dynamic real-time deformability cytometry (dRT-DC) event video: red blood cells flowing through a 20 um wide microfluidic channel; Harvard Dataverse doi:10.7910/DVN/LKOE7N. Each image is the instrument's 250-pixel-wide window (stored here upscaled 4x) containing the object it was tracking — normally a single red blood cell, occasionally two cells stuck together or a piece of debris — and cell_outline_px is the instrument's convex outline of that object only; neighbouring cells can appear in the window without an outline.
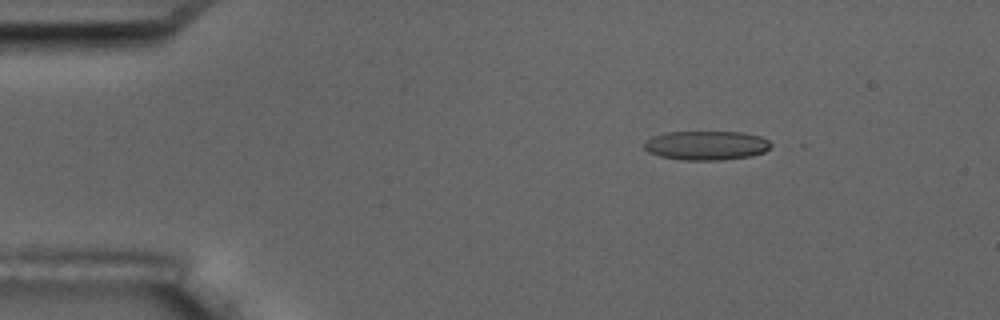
{"species": "common noctule bat (a hibernating species)", "species_latin": "Nyctalus noctula", "temperature_condition": "room temperature", "stored_images_in_passage": 5, "camera_frame_rate_fps": 3000, "um_per_image_px": 0.085, "animal": {"sex": "male", "body_mass_g": 17.5, "forearm_length_mm": 52.3}, "frame": {"image": 1, "passage_image": 3, "time_ms": 2.333, "image_size_px": [1000, 320], "cell_outline_px": [[772, 144], [764, 152], [752, 156], [720, 160], [680, 160], [660, 156], [648, 152], [644, 148], [644, 140], [652, 136], [668, 132], [744, 132], [760, 136], [768, 140]], "centroid_in_image_um": [60.02, 12.36], "position_along_channel_um": 25.0, "area_um2": 21.68}}